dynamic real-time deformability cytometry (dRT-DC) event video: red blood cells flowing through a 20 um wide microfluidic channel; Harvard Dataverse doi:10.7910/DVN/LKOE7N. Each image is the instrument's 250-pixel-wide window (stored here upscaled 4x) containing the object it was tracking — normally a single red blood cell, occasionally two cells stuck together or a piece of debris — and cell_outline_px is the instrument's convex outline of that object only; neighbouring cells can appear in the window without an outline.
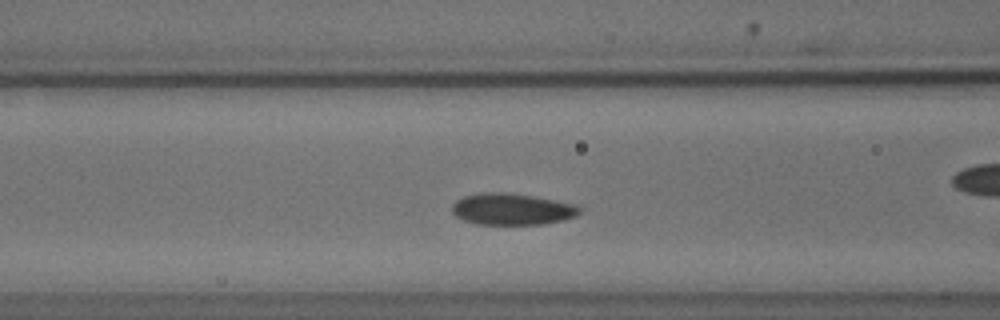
{"species": "common noctule bat (a hibernating species)", "species_latin": "Nyctalus noctula", "temperature_condition": "cold", "stored_images_in_passage": 47, "camera_frame_rate_fps": 3000, "um_per_image_px": 0.085, "animal": {"sex": "male", "body_mass_g": 18.8}, "frame": {"image": 1, "passage_image": 14, "time_ms": 4.333, "image_size_px": [1000, 320], "cell_outline_px": [[580, 212], [576, 216], [564, 220], [544, 224], [476, 224], [464, 220], [456, 216], [452, 212], [452, 204], [456, 200], [464, 196], [484, 192], [508, 192], [532, 196], [576, 204], [580, 208]], "centroid_in_image_um": [43.51, 17.77], "position_along_channel_um": 123.1, "area_um2": 23.47}}
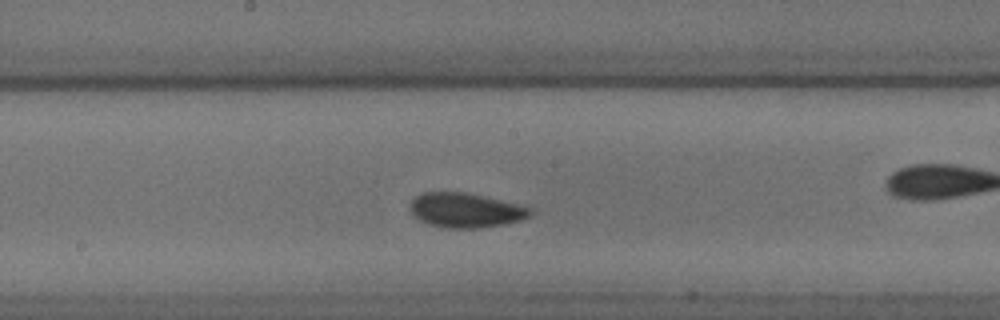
{"frame": {"image": 2, "passage_image": 21, "time_ms": 6.667, "image_size_px": [1000, 320], "cell_outline_px": [[532, 212], [528, 216], [520, 220], [504, 224], [480, 228], [448, 228], [428, 224], [412, 216], [408, 208], [412, 200], [416, 196], [424, 192], [464, 192], [516, 204], [532, 208]], "centroid_in_image_um": [39.51, 17.88], "position_along_channel_um": 208.7, "area_um2": 24.04}}
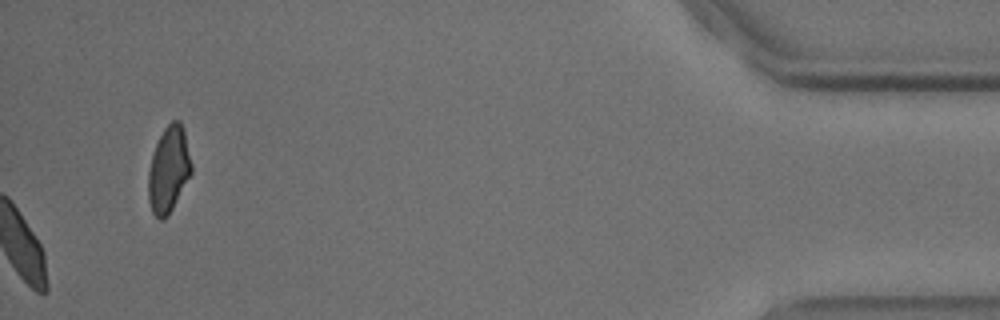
{"frame": {"image": 3, "passage_image": 47, "time_ms": 15.333, "image_size_px": [1000, 320], "cell_outline_px": [[192, 172], [168, 216], [164, 220], [160, 220], [152, 212], [148, 200], [148, 172], [152, 156], [156, 144], [164, 128], [172, 120], [180, 120], [184, 128], [192, 164]], "centroid_in_image_um": [14.34, 14.41], "position_along_channel_um": 420.9, "area_um2": 21.68}, "authors_computed_cell_mechanics": {"area_um2": 23.12, "velocity_mm_per_s": 3.6727, "shape_relaxation_time_tau1_ms": 3.3998, "shape_relaxation_time_tau2_ms": null, "deformation_change_tau1": 0.0751, "deformation_change_tau2": null}}